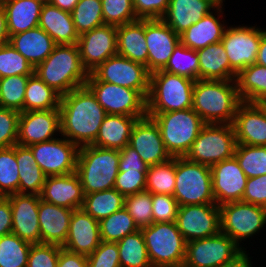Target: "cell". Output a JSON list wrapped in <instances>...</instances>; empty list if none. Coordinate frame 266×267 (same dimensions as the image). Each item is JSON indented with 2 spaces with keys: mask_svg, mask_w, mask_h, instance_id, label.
Segmentation results:
<instances>
[{
  "mask_svg": "<svg viewBox=\"0 0 266 267\" xmlns=\"http://www.w3.org/2000/svg\"><path fill=\"white\" fill-rule=\"evenodd\" d=\"M40 197L43 201L69 208L81 209L84 193L77 172L67 175L46 176Z\"/></svg>",
  "mask_w": 266,
  "mask_h": 267,
  "instance_id": "obj_25",
  "label": "cell"
},
{
  "mask_svg": "<svg viewBox=\"0 0 266 267\" xmlns=\"http://www.w3.org/2000/svg\"><path fill=\"white\" fill-rule=\"evenodd\" d=\"M257 104L266 112V95Z\"/></svg>",
  "mask_w": 266,
  "mask_h": 267,
  "instance_id": "obj_65",
  "label": "cell"
},
{
  "mask_svg": "<svg viewBox=\"0 0 266 267\" xmlns=\"http://www.w3.org/2000/svg\"><path fill=\"white\" fill-rule=\"evenodd\" d=\"M12 233V208L7 197L0 196V237Z\"/></svg>",
  "mask_w": 266,
  "mask_h": 267,
  "instance_id": "obj_60",
  "label": "cell"
},
{
  "mask_svg": "<svg viewBox=\"0 0 266 267\" xmlns=\"http://www.w3.org/2000/svg\"><path fill=\"white\" fill-rule=\"evenodd\" d=\"M257 64L266 67V30H262L261 41L259 44V50L256 58Z\"/></svg>",
  "mask_w": 266,
  "mask_h": 267,
  "instance_id": "obj_63",
  "label": "cell"
},
{
  "mask_svg": "<svg viewBox=\"0 0 266 267\" xmlns=\"http://www.w3.org/2000/svg\"><path fill=\"white\" fill-rule=\"evenodd\" d=\"M39 1H42L43 3L48 2V0H39Z\"/></svg>",
  "mask_w": 266,
  "mask_h": 267,
  "instance_id": "obj_69",
  "label": "cell"
},
{
  "mask_svg": "<svg viewBox=\"0 0 266 267\" xmlns=\"http://www.w3.org/2000/svg\"><path fill=\"white\" fill-rule=\"evenodd\" d=\"M61 95L34 73L29 77L24 97V112L59 109Z\"/></svg>",
  "mask_w": 266,
  "mask_h": 267,
  "instance_id": "obj_37",
  "label": "cell"
},
{
  "mask_svg": "<svg viewBox=\"0 0 266 267\" xmlns=\"http://www.w3.org/2000/svg\"><path fill=\"white\" fill-rule=\"evenodd\" d=\"M46 176L76 172L79 147L63 137L28 146Z\"/></svg>",
  "mask_w": 266,
  "mask_h": 267,
  "instance_id": "obj_14",
  "label": "cell"
},
{
  "mask_svg": "<svg viewBox=\"0 0 266 267\" xmlns=\"http://www.w3.org/2000/svg\"><path fill=\"white\" fill-rule=\"evenodd\" d=\"M87 260L88 267H121L117 242L101 241Z\"/></svg>",
  "mask_w": 266,
  "mask_h": 267,
  "instance_id": "obj_55",
  "label": "cell"
},
{
  "mask_svg": "<svg viewBox=\"0 0 266 267\" xmlns=\"http://www.w3.org/2000/svg\"><path fill=\"white\" fill-rule=\"evenodd\" d=\"M159 127L171 157H184L206 124L192 109L165 113H147Z\"/></svg>",
  "mask_w": 266,
  "mask_h": 267,
  "instance_id": "obj_6",
  "label": "cell"
},
{
  "mask_svg": "<svg viewBox=\"0 0 266 267\" xmlns=\"http://www.w3.org/2000/svg\"><path fill=\"white\" fill-rule=\"evenodd\" d=\"M138 119L132 116L107 114L91 145L120 151L129 145L133 126Z\"/></svg>",
  "mask_w": 266,
  "mask_h": 267,
  "instance_id": "obj_32",
  "label": "cell"
},
{
  "mask_svg": "<svg viewBox=\"0 0 266 267\" xmlns=\"http://www.w3.org/2000/svg\"><path fill=\"white\" fill-rule=\"evenodd\" d=\"M175 188V157L149 166L146 177V191L151 194L173 195Z\"/></svg>",
  "mask_w": 266,
  "mask_h": 267,
  "instance_id": "obj_41",
  "label": "cell"
},
{
  "mask_svg": "<svg viewBox=\"0 0 266 267\" xmlns=\"http://www.w3.org/2000/svg\"><path fill=\"white\" fill-rule=\"evenodd\" d=\"M48 2L63 11L71 13L79 0H48Z\"/></svg>",
  "mask_w": 266,
  "mask_h": 267,
  "instance_id": "obj_64",
  "label": "cell"
},
{
  "mask_svg": "<svg viewBox=\"0 0 266 267\" xmlns=\"http://www.w3.org/2000/svg\"><path fill=\"white\" fill-rule=\"evenodd\" d=\"M121 267H152L141 229L117 242Z\"/></svg>",
  "mask_w": 266,
  "mask_h": 267,
  "instance_id": "obj_39",
  "label": "cell"
},
{
  "mask_svg": "<svg viewBox=\"0 0 266 267\" xmlns=\"http://www.w3.org/2000/svg\"><path fill=\"white\" fill-rule=\"evenodd\" d=\"M58 133L60 134L59 109L20 112L18 145L28 147L50 141L60 136Z\"/></svg>",
  "mask_w": 266,
  "mask_h": 267,
  "instance_id": "obj_18",
  "label": "cell"
},
{
  "mask_svg": "<svg viewBox=\"0 0 266 267\" xmlns=\"http://www.w3.org/2000/svg\"><path fill=\"white\" fill-rule=\"evenodd\" d=\"M86 86L107 114L139 119L147 116V99L138 90L99 81L92 73L89 74Z\"/></svg>",
  "mask_w": 266,
  "mask_h": 267,
  "instance_id": "obj_10",
  "label": "cell"
},
{
  "mask_svg": "<svg viewBox=\"0 0 266 267\" xmlns=\"http://www.w3.org/2000/svg\"><path fill=\"white\" fill-rule=\"evenodd\" d=\"M73 210L40 199L38 207L40 243L63 246L69 231Z\"/></svg>",
  "mask_w": 266,
  "mask_h": 267,
  "instance_id": "obj_27",
  "label": "cell"
},
{
  "mask_svg": "<svg viewBox=\"0 0 266 267\" xmlns=\"http://www.w3.org/2000/svg\"><path fill=\"white\" fill-rule=\"evenodd\" d=\"M34 74L61 96L85 86L89 78L77 44L56 45L53 52L34 68Z\"/></svg>",
  "mask_w": 266,
  "mask_h": 267,
  "instance_id": "obj_3",
  "label": "cell"
},
{
  "mask_svg": "<svg viewBox=\"0 0 266 267\" xmlns=\"http://www.w3.org/2000/svg\"><path fill=\"white\" fill-rule=\"evenodd\" d=\"M178 202L173 195L152 194V215L154 223L176 222Z\"/></svg>",
  "mask_w": 266,
  "mask_h": 267,
  "instance_id": "obj_54",
  "label": "cell"
},
{
  "mask_svg": "<svg viewBox=\"0 0 266 267\" xmlns=\"http://www.w3.org/2000/svg\"><path fill=\"white\" fill-rule=\"evenodd\" d=\"M138 19H162L169 6V0H133Z\"/></svg>",
  "mask_w": 266,
  "mask_h": 267,
  "instance_id": "obj_56",
  "label": "cell"
},
{
  "mask_svg": "<svg viewBox=\"0 0 266 267\" xmlns=\"http://www.w3.org/2000/svg\"><path fill=\"white\" fill-rule=\"evenodd\" d=\"M245 250L238 254L234 259L224 263L220 267H252L251 257Z\"/></svg>",
  "mask_w": 266,
  "mask_h": 267,
  "instance_id": "obj_61",
  "label": "cell"
},
{
  "mask_svg": "<svg viewBox=\"0 0 266 267\" xmlns=\"http://www.w3.org/2000/svg\"><path fill=\"white\" fill-rule=\"evenodd\" d=\"M176 224L186 242L221 232L220 208L216 203L179 206Z\"/></svg>",
  "mask_w": 266,
  "mask_h": 267,
  "instance_id": "obj_15",
  "label": "cell"
},
{
  "mask_svg": "<svg viewBox=\"0 0 266 267\" xmlns=\"http://www.w3.org/2000/svg\"><path fill=\"white\" fill-rule=\"evenodd\" d=\"M212 192L215 203L222 204L242 201L248 177L235 157L223 160L210 167Z\"/></svg>",
  "mask_w": 266,
  "mask_h": 267,
  "instance_id": "obj_19",
  "label": "cell"
},
{
  "mask_svg": "<svg viewBox=\"0 0 266 267\" xmlns=\"http://www.w3.org/2000/svg\"><path fill=\"white\" fill-rule=\"evenodd\" d=\"M16 162L19 172V193L40 196L46 175L36 163L31 149L16 144Z\"/></svg>",
  "mask_w": 266,
  "mask_h": 267,
  "instance_id": "obj_35",
  "label": "cell"
},
{
  "mask_svg": "<svg viewBox=\"0 0 266 267\" xmlns=\"http://www.w3.org/2000/svg\"><path fill=\"white\" fill-rule=\"evenodd\" d=\"M232 125L237 144L266 146V112L257 103L242 101Z\"/></svg>",
  "mask_w": 266,
  "mask_h": 267,
  "instance_id": "obj_23",
  "label": "cell"
},
{
  "mask_svg": "<svg viewBox=\"0 0 266 267\" xmlns=\"http://www.w3.org/2000/svg\"><path fill=\"white\" fill-rule=\"evenodd\" d=\"M101 241L99 221L82 208L73 210L66 242L62 248L88 256Z\"/></svg>",
  "mask_w": 266,
  "mask_h": 267,
  "instance_id": "obj_24",
  "label": "cell"
},
{
  "mask_svg": "<svg viewBox=\"0 0 266 267\" xmlns=\"http://www.w3.org/2000/svg\"><path fill=\"white\" fill-rule=\"evenodd\" d=\"M33 73L34 68L10 43L0 47V78Z\"/></svg>",
  "mask_w": 266,
  "mask_h": 267,
  "instance_id": "obj_49",
  "label": "cell"
},
{
  "mask_svg": "<svg viewBox=\"0 0 266 267\" xmlns=\"http://www.w3.org/2000/svg\"><path fill=\"white\" fill-rule=\"evenodd\" d=\"M60 135L78 147L91 145L107 113L85 85L60 99Z\"/></svg>",
  "mask_w": 266,
  "mask_h": 267,
  "instance_id": "obj_1",
  "label": "cell"
},
{
  "mask_svg": "<svg viewBox=\"0 0 266 267\" xmlns=\"http://www.w3.org/2000/svg\"><path fill=\"white\" fill-rule=\"evenodd\" d=\"M124 208L132 216L138 228L150 226L153 221L152 194L148 191L138 192L125 197Z\"/></svg>",
  "mask_w": 266,
  "mask_h": 267,
  "instance_id": "obj_48",
  "label": "cell"
},
{
  "mask_svg": "<svg viewBox=\"0 0 266 267\" xmlns=\"http://www.w3.org/2000/svg\"><path fill=\"white\" fill-rule=\"evenodd\" d=\"M119 159V150L93 145L79 147L76 172L84 195L114 188Z\"/></svg>",
  "mask_w": 266,
  "mask_h": 267,
  "instance_id": "obj_4",
  "label": "cell"
},
{
  "mask_svg": "<svg viewBox=\"0 0 266 267\" xmlns=\"http://www.w3.org/2000/svg\"><path fill=\"white\" fill-rule=\"evenodd\" d=\"M80 59L90 73L109 57L117 55V27L103 24L79 36Z\"/></svg>",
  "mask_w": 266,
  "mask_h": 267,
  "instance_id": "obj_17",
  "label": "cell"
},
{
  "mask_svg": "<svg viewBox=\"0 0 266 267\" xmlns=\"http://www.w3.org/2000/svg\"><path fill=\"white\" fill-rule=\"evenodd\" d=\"M101 240L118 242L128 234L139 230L132 216L123 207L99 221Z\"/></svg>",
  "mask_w": 266,
  "mask_h": 267,
  "instance_id": "obj_40",
  "label": "cell"
},
{
  "mask_svg": "<svg viewBox=\"0 0 266 267\" xmlns=\"http://www.w3.org/2000/svg\"><path fill=\"white\" fill-rule=\"evenodd\" d=\"M119 171H147L149 166L140 155L129 145L119 151Z\"/></svg>",
  "mask_w": 266,
  "mask_h": 267,
  "instance_id": "obj_58",
  "label": "cell"
},
{
  "mask_svg": "<svg viewBox=\"0 0 266 267\" xmlns=\"http://www.w3.org/2000/svg\"><path fill=\"white\" fill-rule=\"evenodd\" d=\"M125 197L115 188L84 195L82 209L100 221L124 207Z\"/></svg>",
  "mask_w": 266,
  "mask_h": 267,
  "instance_id": "obj_38",
  "label": "cell"
},
{
  "mask_svg": "<svg viewBox=\"0 0 266 267\" xmlns=\"http://www.w3.org/2000/svg\"><path fill=\"white\" fill-rule=\"evenodd\" d=\"M243 249L229 236L219 234L186 242L185 263L191 267H220Z\"/></svg>",
  "mask_w": 266,
  "mask_h": 267,
  "instance_id": "obj_12",
  "label": "cell"
},
{
  "mask_svg": "<svg viewBox=\"0 0 266 267\" xmlns=\"http://www.w3.org/2000/svg\"><path fill=\"white\" fill-rule=\"evenodd\" d=\"M140 229L152 267L185 262L186 241L176 222H157Z\"/></svg>",
  "mask_w": 266,
  "mask_h": 267,
  "instance_id": "obj_9",
  "label": "cell"
},
{
  "mask_svg": "<svg viewBox=\"0 0 266 267\" xmlns=\"http://www.w3.org/2000/svg\"><path fill=\"white\" fill-rule=\"evenodd\" d=\"M129 146L148 166L160 164L172 158L164 146L158 125L149 116L138 119L133 126Z\"/></svg>",
  "mask_w": 266,
  "mask_h": 267,
  "instance_id": "obj_21",
  "label": "cell"
},
{
  "mask_svg": "<svg viewBox=\"0 0 266 267\" xmlns=\"http://www.w3.org/2000/svg\"><path fill=\"white\" fill-rule=\"evenodd\" d=\"M262 28L255 26L227 27L221 43L225 48L230 66L239 73L256 62Z\"/></svg>",
  "mask_w": 266,
  "mask_h": 267,
  "instance_id": "obj_16",
  "label": "cell"
},
{
  "mask_svg": "<svg viewBox=\"0 0 266 267\" xmlns=\"http://www.w3.org/2000/svg\"><path fill=\"white\" fill-rule=\"evenodd\" d=\"M57 267H88L87 256L62 248L59 252Z\"/></svg>",
  "mask_w": 266,
  "mask_h": 267,
  "instance_id": "obj_59",
  "label": "cell"
},
{
  "mask_svg": "<svg viewBox=\"0 0 266 267\" xmlns=\"http://www.w3.org/2000/svg\"><path fill=\"white\" fill-rule=\"evenodd\" d=\"M147 171H119L114 188L124 197L146 190Z\"/></svg>",
  "mask_w": 266,
  "mask_h": 267,
  "instance_id": "obj_53",
  "label": "cell"
},
{
  "mask_svg": "<svg viewBox=\"0 0 266 267\" xmlns=\"http://www.w3.org/2000/svg\"><path fill=\"white\" fill-rule=\"evenodd\" d=\"M219 3H223L225 2V0H217Z\"/></svg>",
  "mask_w": 266,
  "mask_h": 267,
  "instance_id": "obj_67",
  "label": "cell"
},
{
  "mask_svg": "<svg viewBox=\"0 0 266 267\" xmlns=\"http://www.w3.org/2000/svg\"><path fill=\"white\" fill-rule=\"evenodd\" d=\"M236 146L232 124H205L184 157L211 167L234 157Z\"/></svg>",
  "mask_w": 266,
  "mask_h": 267,
  "instance_id": "obj_8",
  "label": "cell"
},
{
  "mask_svg": "<svg viewBox=\"0 0 266 267\" xmlns=\"http://www.w3.org/2000/svg\"><path fill=\"white\" fill-rule=\"evenodd\" d=\"M71 15L79 36L104 24L101 0H79Z\"/></svg>",
  "mask_w": 266,
  "mask_h": 267,
  "instance_id": "obj_43",
  "label": "cell"
},
{
  "mask_svg": "<svg viewBox=\"0 0 266 267\" xmlns=\"http://www.w3.org/2000/svg\"><path fill=\"white\" fill-rule=\"evenodd\" d=\"M158 267H191L188 266L185 262L181 264H176V265H166V266H158Z\"/></svg>",
  "mask_w": 266,
  "mask_h": 267,
  "instance_id": "obj_66",
  "label": "cell"
},
{
  "mask_svg": "<svg viewBox=\"0 0 266 267\" xmlns=\"http://www.w3.org/2000/svg\"><path fill=\"white\" fill-rule=\"evenodd\" d=\"M31 243L13 233L0 237V267H26Z\"/></svg>",
  "mask_w": 266,
  "mask_h": 267,
  "instance_id": "obj_42",
  "label": "cell"
},
{
  "mask_svg": "<svg viewBox=\"0 0 266 267\" xmlns=\"http://www.w3.org/2000/svg\"><path fill=\"white\" fill-rule=\"evenodd\" d=\"M6 197L12 208V233L31 244L40 243L38 207L41 197L20 193Z\"/></svg>",
  "mask_w": 266,
  "mask_h": 267,
  "instance_id": "obj_22",
  "label": "cell"
},
{
  "mask_svg": "<svg viewBox=\"0 0 266 267\" xmlns=\"http://www.w3.org/2000/svg\"><path fill=\"white\" fill-rule=\"evenodd\" d=\"M92 74L103 82L138 90L146 99L150 90V72L143 64L115 55L104 61Z\"/></svg>",
  "mask_w": 266,
  "mask_h": 267,
  "instance_id": "obj_13",
  "label": "cell"
},
{
  "mask_svg": "<svg viewBox=\"0 0 266 267\" xmlns=\"http://www.w3.org/2000/svg\"><path fill=\"white\" fill-rule=\"evenodd\" d=\"M42 5L39 0H4L9 36L37 27Z\"/></svg>",
  "mask_w": 266,
  "mask_h": 267,
  "instance_id": "obj_34",
  "label": "cell"
},
{
  "mask_svg": "<svg viewBox=\"0 0 266 267\" xmlns=\"http://www.w3.org/2000/svg\"><path fill=\"white\" fill-rule=\"evenodd\" d=\"M219 4L217 0H169L168 10L162 20L180 35Z\"/></svg>",
  "mask_w": 266,
  "mask_h": 267,
  "instance_id": "obj_28",
  "label": "cell"
},
{
  "mask_svg": "<svg viewBox=\"0 0 266 267\" xmlns=\"http://www.w3.org/2000/svg\"><path fill=\"white\" fill-rule=\"evenodd\" d=\"M241 102L236 80L194 82L192 109L206 124H232Z\"/></svg>",
  "mask_w": 266,
  "mask_h": 267,
  "instance_id": "obj_2",
  "label": "cell"
},
{
  "mask_svg": "<svg viewBox=\"0 0 266 267\" xmlns=\"http://www.w3.org/2000/svg\"><path fill=\"white\" fill-rule=\"evenodd\" d=\"M117 54L148 69V48L145 40V19L117 27Z\"/></svg>",
  "mask_w": 266,
  "mask_h": 267,
  "instance_id": "obj_31",
  "label": "cell"
},
{
  "mask_svg": "<svg viewBox=\"0 0 266 267\" xmlns=\"http://www.w3.org/2000/svg\"><path fill=\"white\" fill-rule=\"evenodd\" d=\"M220 208L221 232L240 243L254 237L266 224V208L243 201L222 204Z\"/></svg>",
  "mask_w": 266,
  "mask_h": 267,
  "instance_id": "obj_11",
  "label": "cell"
},
{
  "mask_svg": "<svg viewBox=\"0 0 266 267\" xmlns=\"http://www.w3.org/2000/svg\"><path fill=\"white\" fill-rule=\"evenodd\" d=\"M195 80L158 70L150 74L147 113H165L192 108Z\"/></svg>",
  "mask_w": 266,
  "mask_h": 267,
  "instance_id": "obj_5",
  "label": "cell"
},
{
  "mask_svg": "<svg viewBox=\"0 0 266 267\" xmlns=\"http://www.w3.org/2000/svg\"><path fill=\"white\" fill-rule=\"evenodd\" d=\"M16 145L0 148V196L19 193V172Z\"/></svg>",
  "mask_w": 266,
  "mask_h": 267,
  "instance_id": "obj_47",
  "label": "cell"
},
{
  "mask_svg": "<svg viewBox=\"0 0 266 267\" xmlns=\"http://www.w3.org/2000/svg\"><path fill=\"white\" fill-rule=\"evenodd\" d=\"M145 40L148 48V71L153 73L167 65L180 43V35L162 19H145Z\"/></svg>",
  "mask_w": 266,
  "mask_h": 267,
  "instance_id": "obj_20",
  "label": "cell"
},
{
  "mask_svg": "<svg viewBox=\"0 0 266 267\" xmlns=\"http://www.w3.org/2000/svg\"><path fill=\"white\" fill-rule=\"evenodd\" d=\"M234 157L248 178L266 174V146L237 144Z\"/></svg>",
  "mask_w": 266,
  "mask_h": 267,
  "instance_id": "obj_46",
  "label": "cell"
},
{
  "mask_svg": "<svg viewBox=\"0 0 266 267\" xmlns=\"http://www.w3.org/2000/svg\"><path fill=\"white\" fill-rule=\"evenodd\" d=\"M62 246L48 243L31 245L26 267H57Z\"/></svg>",
  "mask_w": 266,
  "mask_h": 267,
  "instance_id": "obj_51",
  "label": "cell"
},
{
  "mask_svg": "<svg viewBox=\"0 0 266 267\" xmlns=\"http://www.w3.org/2000/svg\"><path fill=\"white\" fill-rule=\"evenodd\" d=\"M3 2H4V0H0V6H2Z\"/></svg>",
  "mask_w": 266,
  "mask_h": 267,
  "instance_id": "obj_68",
  "label": "cell"
},
{
  "mask_svg": "<svg viewBox=\"0 0 266 267\" xmlns=\"http://www.w3.org/2000/svg\"><path fill=\"white\" fill-rule=\"evenodd\" d=\"M236 83L241 101L257 103L266 95V67L254 63L242 69Z\"/></svg>",
  "mask_w": 266,
  "mask_h": 267,
  "instance_id": "obj_36",
  "label": "cell"
},
{
  "mask_svg": "<svg viewBox=\"0 0 266 267\" xmlns=\"http://www.w3.org/2000/svg\"><path fill=\"white\" fill-rule=\"evenodd\" d=\"M223 6L224 3H220L213 11L181 33L180 43L197 51L208 45L221 42L228 27L222 20L223 10H225Z\"/></svg>",
  "mask_w": 266,
  "mask_h": 267,
  "instance_id": "obj_26",
  "label": "cell"
},
{
  "mask_svg": "<svg viewBox=\"0 0 266 267\" xmlns=\"http://www.w3.org/2000/svg\"><path fill=\"white\" fill-rule=\"evenodd\" d=\"M30 76L0 78V107L24 112L26 85Z\"/></svg>",
  "mask_w": 266,
  "mask_h": 267,
  "instance_id": "obj_45",
  "label": "cell"
},
{
  "mask_svg": "<svg viewBox=\"0 0 266 267\" xmlns=\"http://www.w3.org/2000/svg\"><path fill=\"white\" fill-rule=\"evenodd\" d=\"M38 26L46 31L57 45L77 44V34L69 12L45 2L42 5Z\"/></svg>",
  "mask_w": 266,
  "mask_h": 267,
  "instance_id": "obj_30",
  "label": "cell"
},
{
  "mask_svg": "<svg viewBox=\"0 0 266 267\" xmlns=\"http://www.w3.org/2000/svg\"><path fill=\"white\" fill-rule=\"evenodd\" d=\"M242 201L266 208V174L248 178Z\"/></svg>",
  "mask_w": 266,
  "mask_h": 267,
  "instance_id": "obj_57",
  "label": "cell"
},
{
  "mask_svg": "<svg viewBox=\"0 0 266 267\" xmlns=\"http://www.w3.org/2000/svg\"><path fill=\"white\" fill-rule=\"evenodd\" d=\"M173 196L179 206L215 203L210 167L185 157H175Z\"/></svg>",
  "mask_w": 266,
  "mask_h": 267,
  "instance_id": "obj_7",
  "label": "cell"
},
{
  "mask_svg": "<svg viewBox=\"0 0 266 267\" xmlns=\"http://www.w3.org/2000/svg\"><path fill=\"white\" fill-rule=\"evenodd\" d=\"M10 36L8 31L6 13L3 6H0V47L9 43Z\"/></svg>",
  "mask_w": 266,
  "mask_h": 267,
  "instance_id": "obj_62",
  "label": "cell"
},
{
  "mask_svg": "<svg viewBox=\"0 0 266 267\" xmlns=\"http://www.w3.org/2000/svg\"><path fill=\"white\" fill-rule=\"evenodd\" d=\"M9 43L35 68L42 63L57 45L39 26L10 36Z\"/></svg>",
  "mask_w": 266,
  "mask_h": 267,
  "instance_id": "obj_29",
  "label": "cell"
},
{
  "mask_svg": "<svg viewBox=\"0 0 266 267\" xmlns=\"http://www.w3.org/2000/svg\"><path fill=\"white\" fill-rule=\"evenodd\" d=\"M104 24L121 26L138 20L133 0H101Z\"/></svg>",
  "mask_w": 266,
  "mask_h": 267,
  "instance_id": "obj_50",
  "label": "cell"
},
{
  "mask_svg": "<svg viewBox=\"0 0 266 267\" xmlns=\"http://www.w3.org/2000/svg\"><path fill=\"white\" fill-rule=\"evenodd\" d=\"M20 112L0 107V148L17 144Z\"/></svg>",
  "mask_w": 266,
  "mask_h": 267,
  "instance_id": "obj_52",
  "label": "cell"
},
{
  "mask_svg": "<svg viewBox=\"0 0 266 267\" xmlns=\"http://www.w3.org/2000/svg\"><path fill=\"white\" fill-rule=\"evenodd\" d=\"M162 70L192 80H198L199 59L197 52L179 43L168 60L167 65Z\"/></svg>",
  "mask_w": 266,
  "mask_h": 267,
  "instance_id": "obj_44",
  "label": "cell"
},
{
  "mask_svg": "<svg viewBox=\"0 0 266 267\" xmlns=\"http://www.w3.org/2000/svg\"><path fill=\"white\" fill-rule=\"evenodd\" d=\"M199 59V79L236 80L237 72L230 66L221 42L196 51Z\"/></svg>",
  "mask_w": 266,
  "mask_h": 267,
  "instance_id": "obj_33",
  "label": "cell"
}]
</instances>
